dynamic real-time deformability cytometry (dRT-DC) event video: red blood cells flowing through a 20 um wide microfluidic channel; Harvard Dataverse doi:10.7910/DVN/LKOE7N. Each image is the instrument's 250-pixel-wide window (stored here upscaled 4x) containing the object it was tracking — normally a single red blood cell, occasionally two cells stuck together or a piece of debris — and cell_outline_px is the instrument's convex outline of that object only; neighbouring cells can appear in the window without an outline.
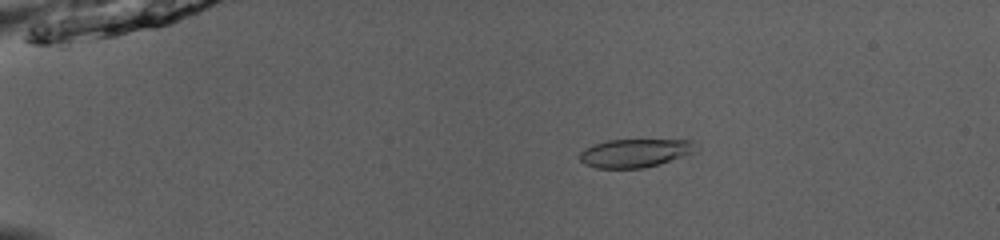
{"species": "common noctule bat (a hibernating species)", "species_latin": "Nyctalus noctula", "temperature_condition": "room temperature", "stored_images_in_passage": 51, "camera_frame_rate_fps": 3000, "um_per_image_px": 0.085, "animal": {"sex": "male", "body_mass_g": 13.0, "forearm_length_mm": 53.1}, "frame": {"image": 1, "passage_image": 11, "time_ms": 3.333, "image_size_px": [1000, 240], "cell_outline_px": [[700, 148], [696, 152], [660, 164], [644, 168], [596, 168], [584, 164], [580, 160], [580, 152], [584, 148], [592, 144], [608, 140], [692, 140], [700, 144]], "centroid_in_image_um": [54.03, 13.0], "position_along_channel_um": 31.0, "area_um2": 19.59}}
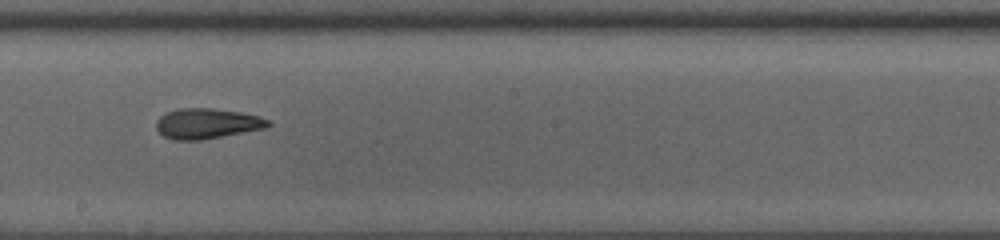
{"frame": {"image": 2, "passage_image": 31, "time_ms": 10.0, "image_size_px": [1000, 240], "cell_outline_px": [[272, 124], [264, 128], [200, 140], [176, 140], [164, 136], [156, 128], [156, 120], [160, 116], [168, 112], [180, 108], [212, 108], [240, 112], [260, 116], [268, 120]], "centroid_in_image_um": [17.58, 10.49], "position_along_channel_um": 230.6, "area_um2": 19.54}}
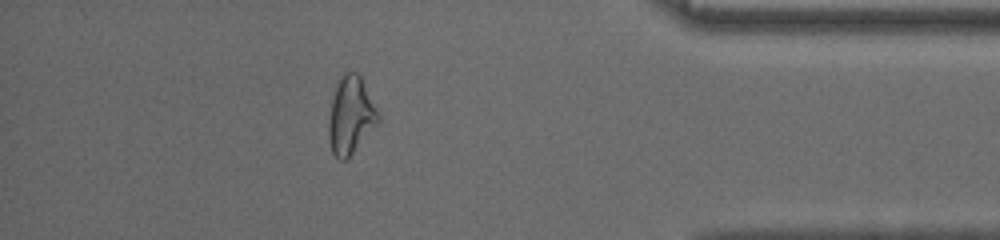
{"frame": {"image": 3, "passage_image": 46, "time_ms": 15.0, "image_size_px": [1000, 240], "cell_outline_px": [[380, 120], [352, 152], [344, 160], [340, 160], [332, 152], [328, 140], [328, 116], [336, 84], [344, 72], [356, 72], [360, 76], [380, 116]], "centroid_in_image_um": [29.77, 9.79], "position_along_channel_um": 405.4, "area_um2": 21.85}, "authors_computed_cell_mechanics": {"area_um2": 20.1144, "velocity_mm_per_s": 4.0338, "shape_relaxation_time_tau1_ms": 3.0237, "shape_relaxation_time_tau2_ms": 2.3684, "deformation_change_tau1": 0.1318, "deformation_change_tau2": 0.103}}